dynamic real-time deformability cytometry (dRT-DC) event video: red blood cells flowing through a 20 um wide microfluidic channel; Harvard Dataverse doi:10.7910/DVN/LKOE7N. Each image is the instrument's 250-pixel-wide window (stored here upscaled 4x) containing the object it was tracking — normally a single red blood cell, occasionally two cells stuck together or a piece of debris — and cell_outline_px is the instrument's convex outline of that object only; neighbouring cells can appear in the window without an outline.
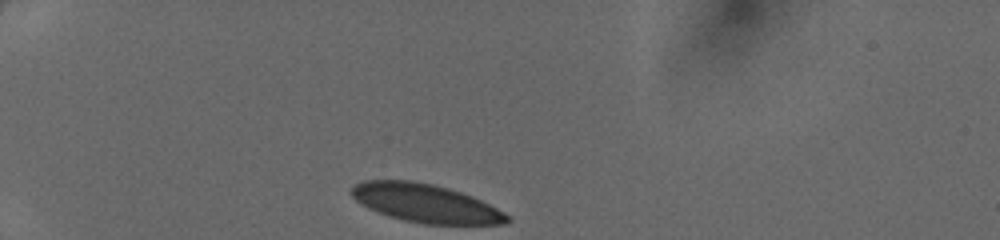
{"species": "human", "species_latin": "Homo sapiens", "temperature_condition": "cold", "stored_images_in_passage": 30, "camera_frame_rate_fps": 3000, "um_per_image_px": 0.085, "donor": {"sex": "female"}, "frame": {"image": 1, "passage_image": 1, "time_ms": 0.0, "image_size_px": [1000, 240], "cell_outline_px": [[512, 220], [508, 224], [424, 224], [404, 220], [388, 216], [376, 212], [360, 204], [348, 192], [356, 184], [364, 180], [412, 180], [432, 184], [448, 188], [472, 196], [504, 212]], "centroid_in_image_um": [36.15, 17.28], "position_along_channel_um": 48.9, "area_um2": 34.85}}
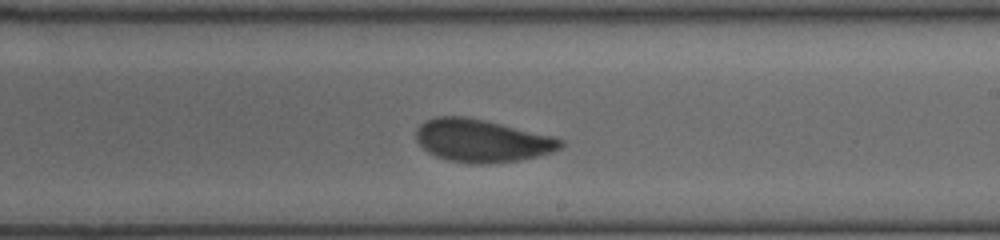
{"frame": {"image": 2, "passage_image": 18, "time_ms": 5.667, "image_size_px": [1000, 240], "cell_outline_px": [[564, 144], [560, 148], [552, 152], [520, 160], [488, 164], [472, 164], [448, 160], [436, 156], [428, 152], [416, 140], [416, 128], [424, 120], [436, 116], [464, 116], [484, 120], [552, 136], [564, 140]], "centroid_in_image_um": [40.93, 11.96], "position_along_channel_um": 248.1, "area_um2": 35.95}}
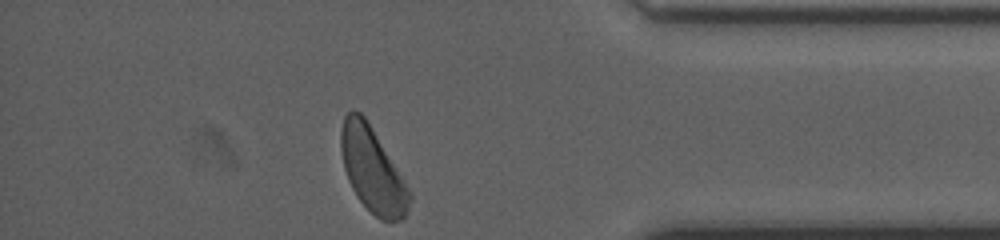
{"frame": {"image": 3, "passage_image": 30, "time_ms": 9.667, "image_size_px": [1000, 240], "cell_outline_px": [[412, 200], [404, 220], [380, 220], [356, 196], [348, 180], [344, 168], [340, 148], [340, 128], [344, 116], [352, 108], [360, 112], [364, 116], [412, 192]], "centroid_in_image_um": [31.66, 14.45], "position_along_channel_um": 403.5, "area_um2": 33.76}}